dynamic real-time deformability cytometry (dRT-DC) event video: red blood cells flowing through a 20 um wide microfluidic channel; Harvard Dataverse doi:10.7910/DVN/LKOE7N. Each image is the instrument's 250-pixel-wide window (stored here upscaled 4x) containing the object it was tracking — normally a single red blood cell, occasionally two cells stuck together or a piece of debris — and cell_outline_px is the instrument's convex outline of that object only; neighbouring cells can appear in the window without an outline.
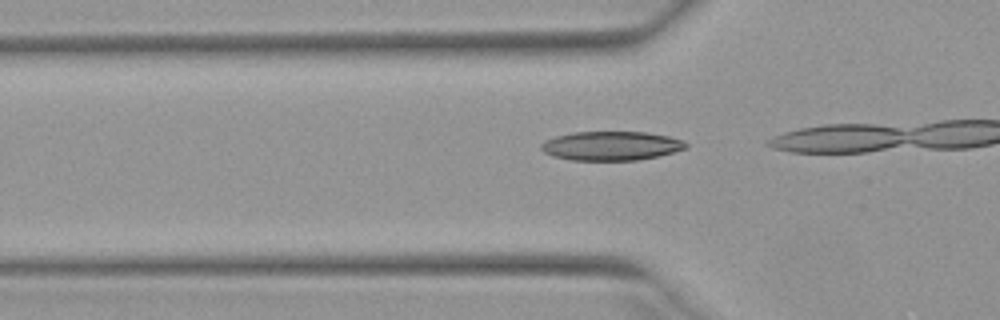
{"species": "Egyptian fruit bat (a non-hibernating species)", "species_latin": "Rousettus aegyptiacus", "temperature_condition": "warm", "stored_images_in_passage": 15, "camera_frame_rate_fps": 3000, "um_per_image_px": 0.085, "animal": {"sex": "female"}, "frame": {"image": 1, "passage_image": 13, "time_ms": 4.0, "image_size_px": [1000, 320], "cell_outline_px": [[688, 148], [656, 156], [636, 160], [572, 160], [552, 156], [544, 152], [540, 148], [540, 144], [544, 140], [556, 136], [572, 132], [648, 132], [668, 136], [684, 140], [688, 144]], "centroid_in_image_um": [51.93, 12.39], "position_along_channel_um": 73.9, "area_um2": 24.57}}